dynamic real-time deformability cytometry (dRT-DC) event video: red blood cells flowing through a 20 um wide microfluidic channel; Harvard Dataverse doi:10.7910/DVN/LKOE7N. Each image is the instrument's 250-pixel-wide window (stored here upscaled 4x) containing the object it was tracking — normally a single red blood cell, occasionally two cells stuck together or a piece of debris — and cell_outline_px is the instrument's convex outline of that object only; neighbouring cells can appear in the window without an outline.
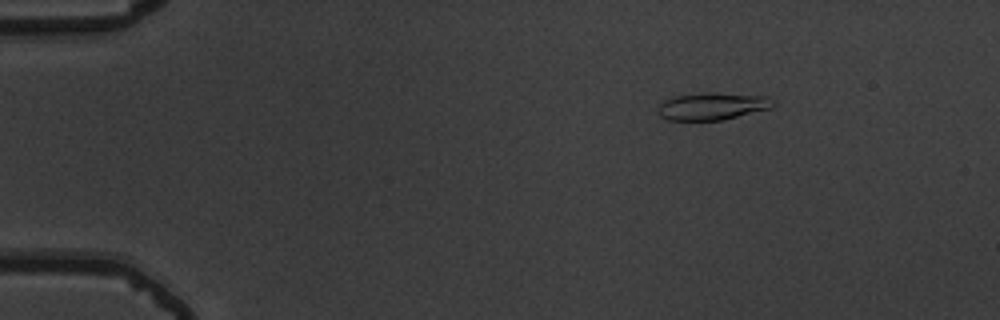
{"species": "common noctule bat (a hibernating species)", "species_latin": "Nyctalus noctula", "temperature_condition": "warm", "stored_images_in_passage": 55, "camera_frame_rate_fps": 3000, "um_per_image_px": 0.085, "animal": {"sex": "male", "body_mass_g": 19.5, "forearm_length_mm": 54.6}, "frame": {"image": 1, "passage_image": 9, "time_ms": 2.667, "image_size_px": [1000, 320], "cell_outline_px": [[776, 104], [772, 108], [724, 120], [668, 120], [660, 116], [660, 104], [664, 100], [672, 96], [708, 92], [716, 92], [768, 96], [776, 100]], "centroid_in_image_um": [60.63, 9.02], "position_along_channel_um": 24.4, "area_um2": 18.61}}
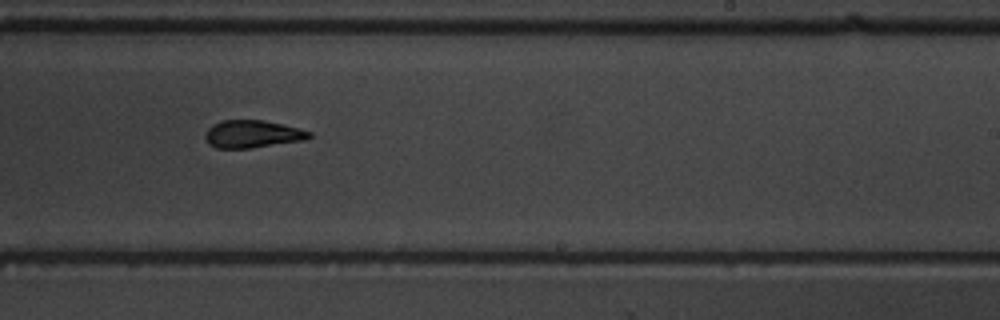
{"frame": {"image": 2, "passage_image": 35, "time_ms": 11.333, "image_size_px": [1000, 320], "cell_outline_px": [[312, 136], [304, 140], [252, 148], [216, 148], [208, 144], [204, 136], [208, 128], [212, 124], [220, 120], [264, 120], [300, 128], [312, 132]], "centroid_in_image_um": [21.45, 11.39], "position_along_channel_um": 267.6, "area_um2": 16.88}}
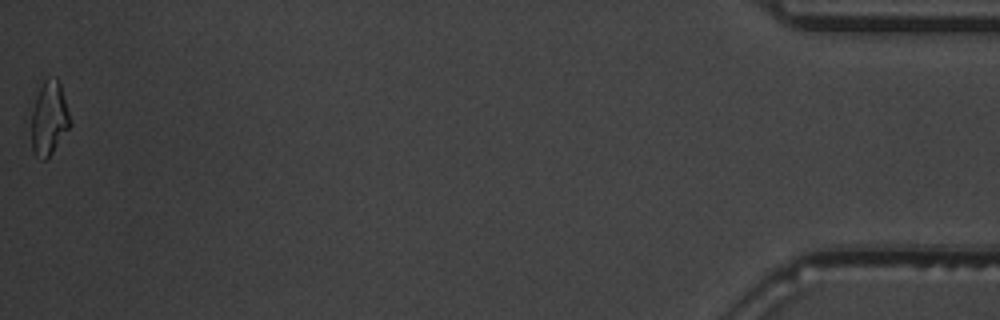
{"frame": {"image": 3, "passage_image": 55, "time_ms": 18.0, "image_size_px": [1000, 320], "cell_outline_px": [[72, 124], [52, 152], [44, 160], [40, 160], [32, 152], [32, 112], [36, 96], [44, 80], [56, 76], [60, 84], [72, 120]], "centroid_in_image_um": [4.19, 10.07], "position_along_channel_um": 431.0, "area_um2": 16.59}, "authors_computed_cell_mechanics": {"area_um2": 17.2822, "velocity_mm_per_s": 3.7949, "shape_relaxation_time_tau1_ms": 7.3577, "shape_relaxation_time_tau2_ms": 2.9781, "deformation_change_tau1": 0.2194, "deformation_change_tau2": 0.1165}}